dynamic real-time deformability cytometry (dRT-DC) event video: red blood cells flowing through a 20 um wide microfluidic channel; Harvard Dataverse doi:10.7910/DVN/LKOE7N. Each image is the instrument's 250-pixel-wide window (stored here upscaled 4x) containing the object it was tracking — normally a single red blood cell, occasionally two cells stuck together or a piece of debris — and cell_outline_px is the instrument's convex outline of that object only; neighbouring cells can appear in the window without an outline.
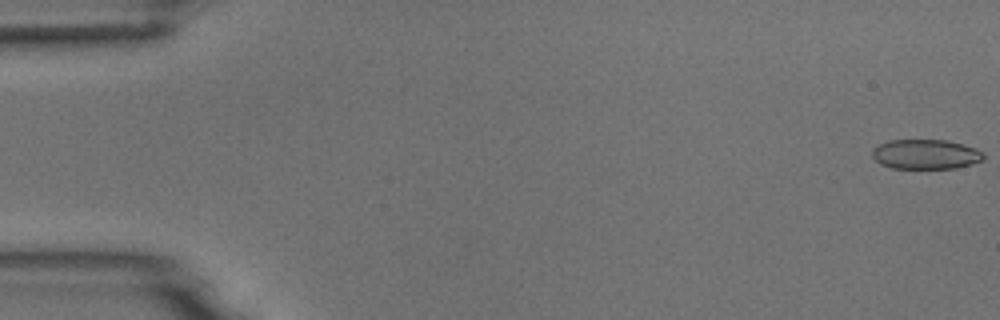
{"species": "common noctule bat (a hibernating species)", "species_latin": "Nyctalus noctula", "temperature_condition": "room temperature", "stored_images_in_passage": 55, "camera_frame_rate_fps": 3000, "um_per_image_px": 0.085, "animal": {"sex": "male", "body_mass_g": 18.8}, "frame": {"image": 1, "passage_image": 1, "time_ms": 0.0, "image_size_px": [1000, 320], "cell_outline_px": [[984, 160], [972, 164], [956, 168], [892, 168], [880, 164], [872, 156], [872, 148], [888, 140], [948, 140], [964, 144], [976, 148], [984, 152]], "centroid_in_image_um": [78.71, 13.11], "position_along_channel_um": 6.3, "area_um2": 19.48}}
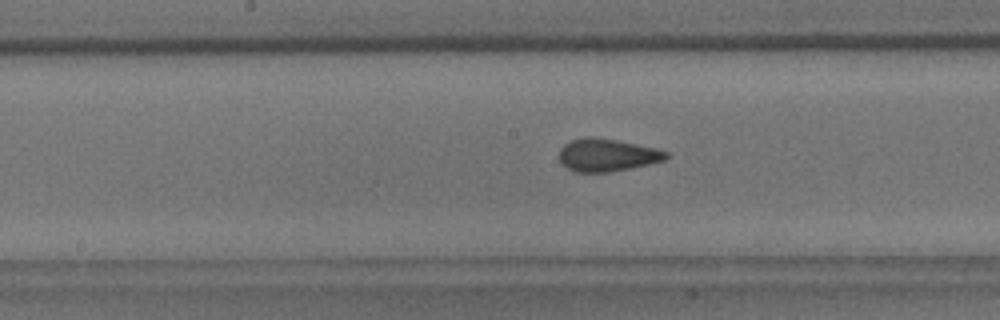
{"frame": {"image": 2, "passage_image": 28, "time_ms": 9.0, "image_size_px": [1000, 320], "cell_outline_px": [[668, 156], [664, 160], [648, 164], [608, 172], [576, 172], [568, 168], [560, 160], [560, 148], [564, 144], [572, 140], [588, 136], [592, 136], [616, 140], [652, 148], [668, 152]], "centroid_in_image_um": [51.56, 13.17], "position_along_channel_um": 196.6, "area_um2": 19.88}}
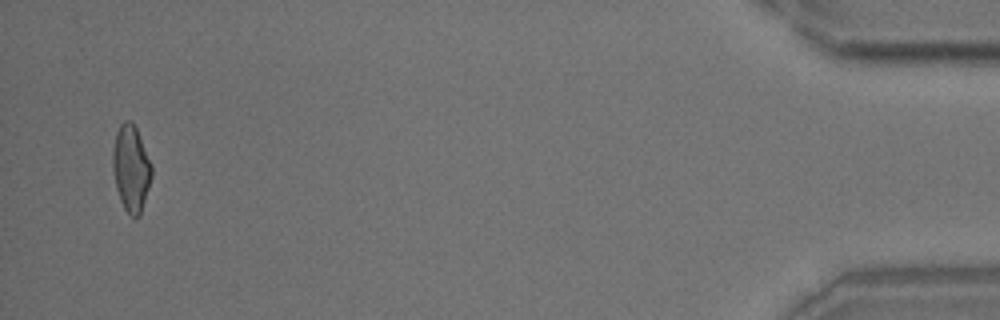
{"frame": {"image": 3, "passage_image": 53, "time_ms": 17.333, "image_size_px": [1000, 320], "cell_outline_px": [[152, 176], [140, 212], [136, 216], [132, 216], [124, 208], [120, 200], [116, 188], [112, 168], [112, 152], [116, 132], [120, 124], [124, 120], [132, 120], [136, 128], [152, 164]], "centroid_in_image_um": [11.12, 14.24], "position_along_channel_um": 424.1, "area_um2": 19.42}, "authors_computed_cell_mechanics": {"area_um2": 19.9988, "velocity_mm_per_s": 3.7301, "shape_relaxation_time_tau1_ms": 4.4742, "shape_relaxation_time_tau2_ms": 1.27, "deformation_change_tau1": 0.1203, "deformation_change_tau2": 0.06}}